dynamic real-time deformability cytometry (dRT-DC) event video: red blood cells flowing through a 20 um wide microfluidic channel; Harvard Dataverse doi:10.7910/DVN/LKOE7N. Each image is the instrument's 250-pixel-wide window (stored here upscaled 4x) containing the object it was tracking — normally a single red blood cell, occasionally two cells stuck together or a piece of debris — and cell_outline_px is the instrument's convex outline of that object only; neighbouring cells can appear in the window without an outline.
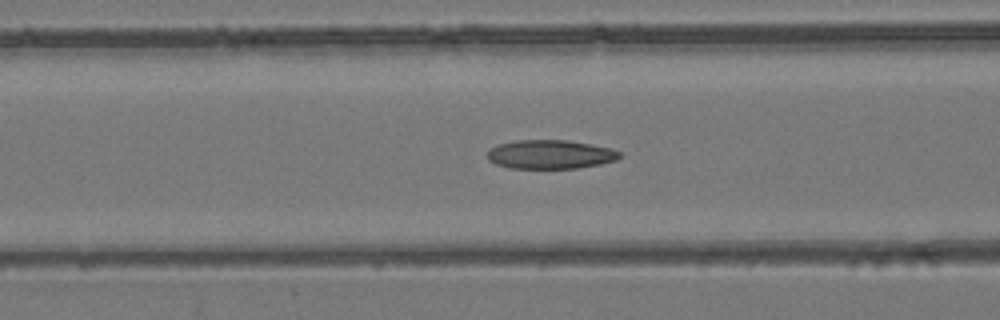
{"species": "common noctule bat (a hibernating species)", "species_latin": "Nyctalus noctula", "temperature_condition": "room temperature", "stored_images_in_passage": 54, "camera_frame_rate_fps": 3000, "um_per_image_px": 0.085, "animal": {"sex": "female", "body_mass_g": 24.6, "forearm_length_mm": 56.2}, "frame": {"image": 1, "passage_image": 22, "time_ms": 7.0, "image_size_px": [1000, 320], "cell_outline_px": [[620, 156], [616, 160], [600, 164], [576, 168], [508, 168], [496, 164], [488, 160], [488, 152], [492, 148], [500, 144], [516, 140], [568, 140], [612, 148], [620, 152]], "centroid_in_image_um": [46.78, 13.12], "position_along_channel_um": 119.8, "area_um2": 22.14}}
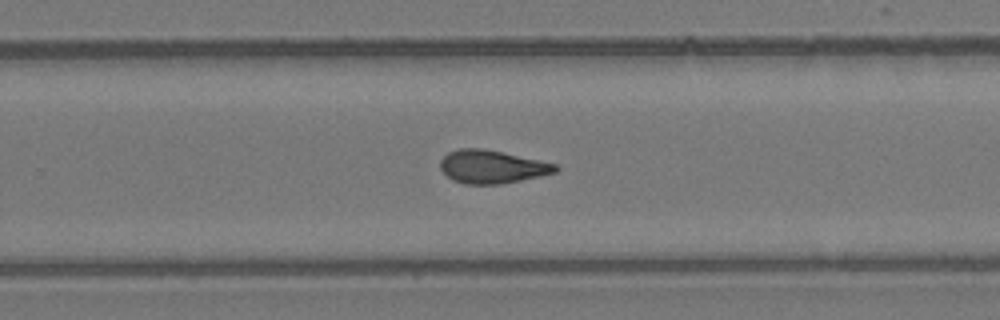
{"frame": {"image": 2, "passage_image": 35, "time_ms": 11.333, "image_size_px": [1000, 320], "cell_outline_px": [[560, 168], [556, 172], [540, 176], [500, 184], [464, 184], [452, 180], [440, 168], [440, 160], [448, 152], [460, 148], [484, 148], [504, 152], [556, 164]], "centroid_in_image_um": [41.8, 14.17], "position_along_channel_um": 288.0, "area_um2": 22.25}}
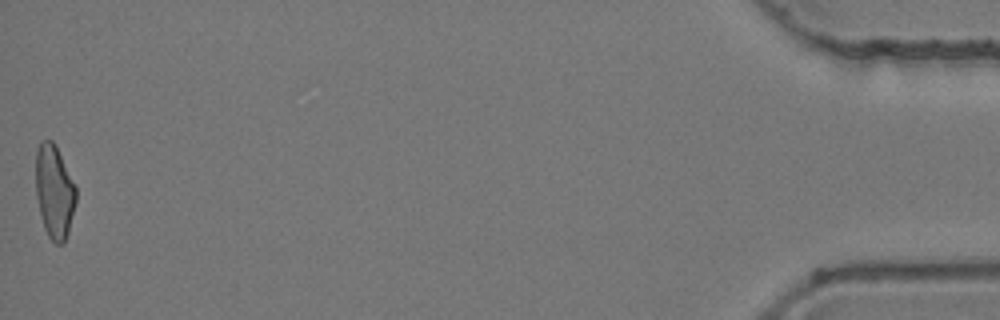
{"frame": {"image": 3, "passage_image": 54, "time_ms": 17.667, "image_size_px": [1000, 320], "cell_outline_px": [[76, 200], [68, 232], [64, 244], [56, 244], [48, 236], [44, 228], [36, 196], [36, 152], [40, 140], [52, 140], [76, 188]], "centroid_in_image_um": [4.6, 16.32], "position_along_channel_um": 430.6, "area_um2": 21.5}, "authors_computed_cell_mechanics": {"area_um2": 22.3975, "velocity_mm_per_s": 3.8827, "shape_relaxation_time_tau1_ms": null, "shape_relaxation_time_tau2_ms": 3.2134, "deformation_change_tau1": null, "deformation_change_tau2": 0.1138}}